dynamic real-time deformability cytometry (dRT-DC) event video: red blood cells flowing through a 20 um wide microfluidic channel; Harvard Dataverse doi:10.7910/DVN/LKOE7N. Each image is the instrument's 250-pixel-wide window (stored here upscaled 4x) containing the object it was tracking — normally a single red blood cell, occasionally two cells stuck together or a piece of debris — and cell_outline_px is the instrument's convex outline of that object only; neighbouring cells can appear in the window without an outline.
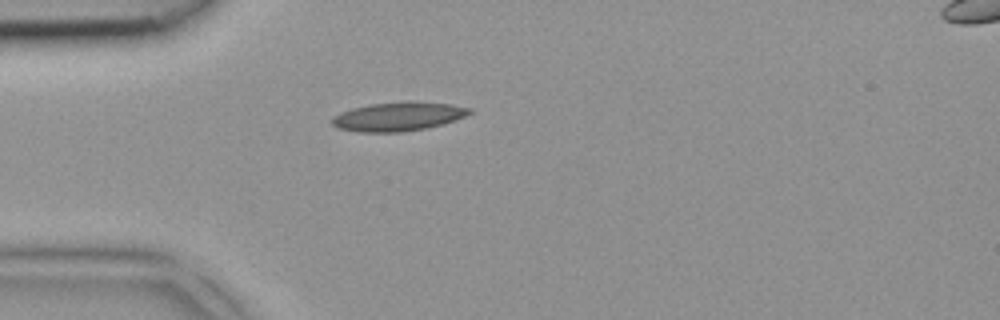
{"species": "common noctule bat (a hibernating species)", "species_latin": "Nyctalus noctula", "temperature_condition": "room temperature", "stored_images_in_passage": 4, "camera_frame_rate_fps": 3000, "um_per_image_px": 0.085, "animal": {"sex": "female", "body_mass_g": 18.4}, "frame": {"image": 1, "passage_image": 4, "time_ms": 1.0, "image_size_px": [1000, 320], "cell_outline_px": [[472, 112], [456, 120], [444, 124], [428, 128], [400, 132], [360, 132], [340, 128], [332, 124], [332, 116], [340, 112], [352, 108], [372, 104], [408, 100], [452, 104], [472, 108]], "centroid_in_image_um": [33.89, 9.89], "position_along_channel_um": 51.1, "area_um2": 23.35}}